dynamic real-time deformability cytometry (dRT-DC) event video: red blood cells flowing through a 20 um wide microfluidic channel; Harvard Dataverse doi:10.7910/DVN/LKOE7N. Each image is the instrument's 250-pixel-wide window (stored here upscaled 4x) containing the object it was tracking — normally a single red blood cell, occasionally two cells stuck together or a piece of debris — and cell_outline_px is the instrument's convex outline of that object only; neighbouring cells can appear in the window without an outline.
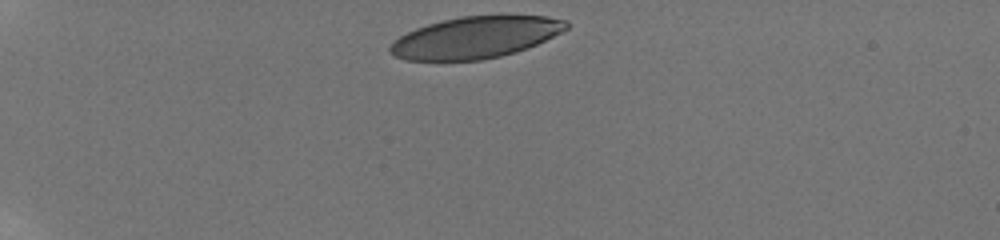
{"species": "human", "species_latin": "Homo sapiens", "temperature_condition": "room temperature", "stored_images_in_passage": 37, "camera_frame_rate_fps": 3000, "um_per_image_px": 0.085, "donor": {"sex": "male"}, "frame": {"image": 1, "passage_image": 1, "time_ms": 0.0, "image_size_px": [1000, 240], "cell_outline_px": [[568, 28], [536, 44], [516, 52], [500, 56], [480, 60], [404, 60], [388, 52], [388, 48], [400, 36], [416, 28], [428, 24], [460, 16], [548, 16], [568, 20]], "centroid_in_image_um": [40.41, 3.18], "position_along_channel_um": 44.6, "area_um2": 42.31}}
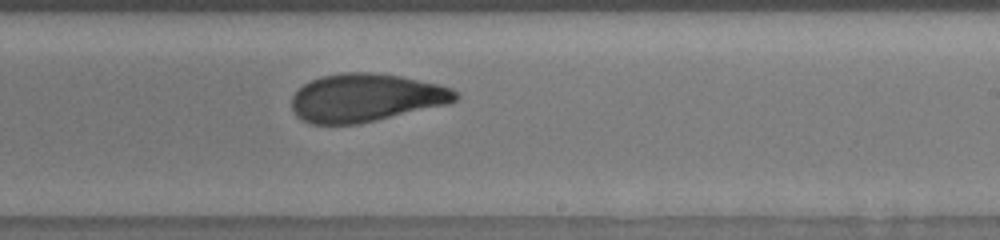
{"frame": {"image": 2, "passage_image": 23, "time_ms": 7.333, "image_size_px": [1000, 240], "cell_outline_px": [[460, 96], [456, 100], [448, 104], [360, 124], [312, 124], [300, 120], [296, 116], [292, 108], [292, 96], [304, 84], [320, 76], [344, 72], [372, 72], [400, 76], [436, 84], [452, 88], [460, 92]], "centroid_in_image_um": [31.09, 8.31], "position_along_channel_um": 257.9, "area_um2": 46.07}}
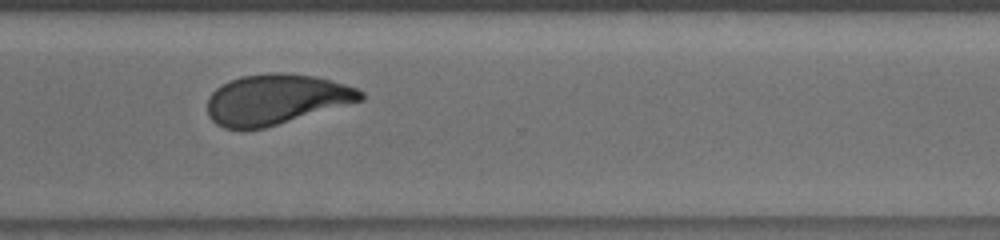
{"frame": {"image": 3, "passage_image": 30, "time_ms": 9.667, "image_size_px": [1000, 240], "cell_outline_px": [[364, 100], [264, 128], [224, 128], [216, 124], [208, 116], [208, 96], [216, 88], [240, 76], [268, 72], [284, 72], [316, 76], [332, 80], [356, 88], [364, 92]], "centroid_in_image_um": [23.48, 8.43], "position_along_channel_um": 347.1, "area_um2": 44.85}, "authors_computed_cell_mechanics": {"area_um2": 46.3556, "velocity_mm_per_s": 3.8221, "shape_relaxation_time_tau1_ms": 4.8303, "shape_relaxation_time_tau2_ms": 1.4903, "deformation_change_tau1": 0.1818, "deformation_change_tau2": 0.0814}}